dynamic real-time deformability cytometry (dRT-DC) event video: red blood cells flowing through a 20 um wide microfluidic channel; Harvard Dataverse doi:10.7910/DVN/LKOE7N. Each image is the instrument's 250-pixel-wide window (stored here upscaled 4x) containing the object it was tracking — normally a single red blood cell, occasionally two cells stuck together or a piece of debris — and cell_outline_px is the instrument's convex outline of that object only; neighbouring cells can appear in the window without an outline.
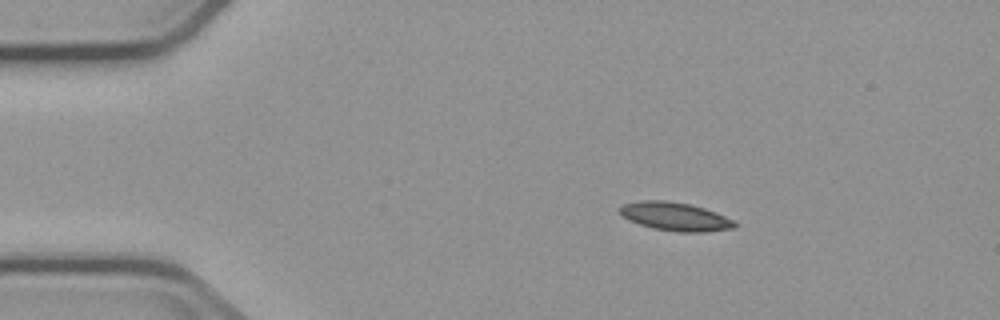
{"species": "common noctule bat (a hibernating species)", "species_latin": "Nyctalus noctula", "temperature_condition": "cold", "stored_images_in_passage": 7, "camera_frame_rate_fps": 3000, "um_per_image_px": 0.085, "animal": {"sex": "male", "body_mass_g": 23.1, "forearm_length_mm": 52.7}, "frame": {"image": 1, "passage_image": 3, "time_ms": 2.333, "image_size_px": [1000, 320], "cell_outline_px": [[736, 228], [704, 232], [680, 232], [652, 228], [628, 220], [620, 216], [616, 208], [624, 204], [640, 200], [664, 200], [692, 204], [716, 212], [736, 220]], "centroid_in_image_um": [57.37, 18.4], "position_along_channel_um": 27.6, "area_um2": 19.42}}
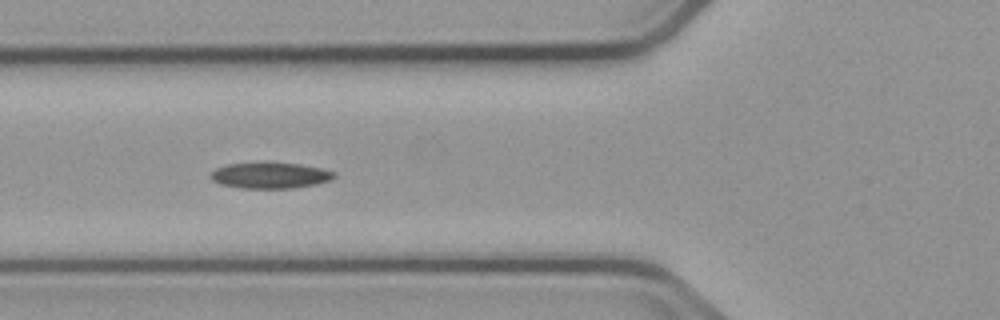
{"frame": {"image": 2, "passage_image": 6, "time_ms": 6.0, "image_size_px": [1000, 320], "cell_outline_px": [[336, 176], [332, 180], [316, 184], [292, 188], [240, 188], [220, 184], [212, 180], [208, 176], [216, 168], [228, 164], [264, 160], [272, 160], [300, 164], [320, 168], [336, 172]], "centroid_in_image_um": [22.95, 14.87], "position_along_channel_um": 102.8, "area_um2": 19.48}}
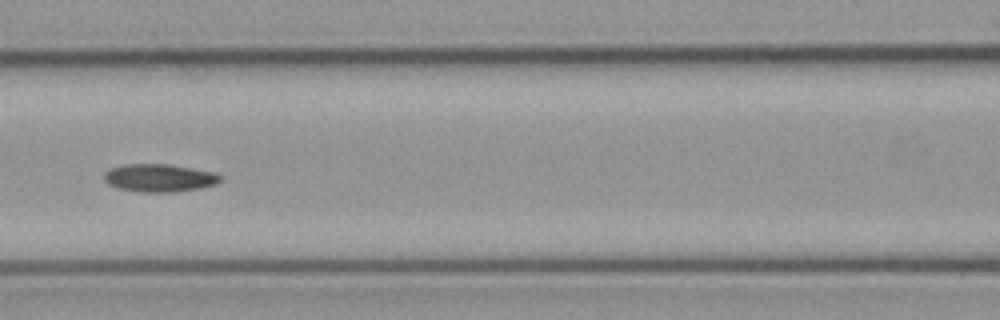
{"frame": {"image": 3, "passage_image": 7, "time_ms": 7.333, "image_size_px": [1000, 320], "cell_outline_px": [[220, 180], [216, 184], [200, 188], [176, 192], [144, 192], [116, 188], [108, 184], [104, 180], [104, 172], [112, 168], [124, 164], [168, 164], [212, 172], [220, 176]], "centroid_in_image_um": [13.5, 15.13], "position_along_channel_um": 153.1, "area_um2": 18.73}}